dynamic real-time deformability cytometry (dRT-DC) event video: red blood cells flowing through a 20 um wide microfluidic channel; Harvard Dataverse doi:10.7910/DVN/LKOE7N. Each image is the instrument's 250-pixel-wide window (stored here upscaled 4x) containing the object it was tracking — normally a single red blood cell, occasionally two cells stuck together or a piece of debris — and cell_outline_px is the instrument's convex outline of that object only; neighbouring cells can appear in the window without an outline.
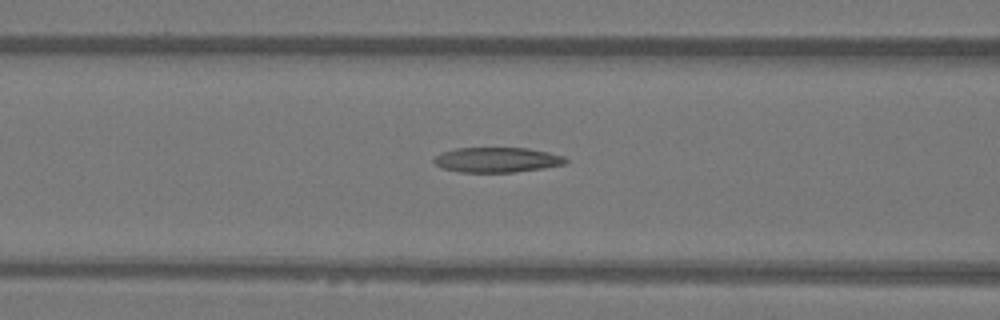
{"species": "Egyptian fruit bat (a non-hibernating species)", "species_latin": "Rousettus aegyptiacus", "temperature_condition": "warm", "stored_images_in_passage": 13, "camera_frame_rate_fps": 3000, "um_per_image_px": 0.085, "animal": {"sex": "female"}, "frame": {"image": 1, "passage_image": 11, "time_ms": 3.333, "image_size_px": [1000, 320], "cell_outline_px": [[568, 160], [564, 164], [544, 168], [512, 172], [460, 172], [444, 168], [436, 164], [432, 160], [432, 156], [440, 152], [456, 148], [528, 148], [548, 152], [564, 156]], "centroid_in_image_um": [42.21, 13.58], "position_along_channel_um": 124.4, "area_um2": 19.25}}